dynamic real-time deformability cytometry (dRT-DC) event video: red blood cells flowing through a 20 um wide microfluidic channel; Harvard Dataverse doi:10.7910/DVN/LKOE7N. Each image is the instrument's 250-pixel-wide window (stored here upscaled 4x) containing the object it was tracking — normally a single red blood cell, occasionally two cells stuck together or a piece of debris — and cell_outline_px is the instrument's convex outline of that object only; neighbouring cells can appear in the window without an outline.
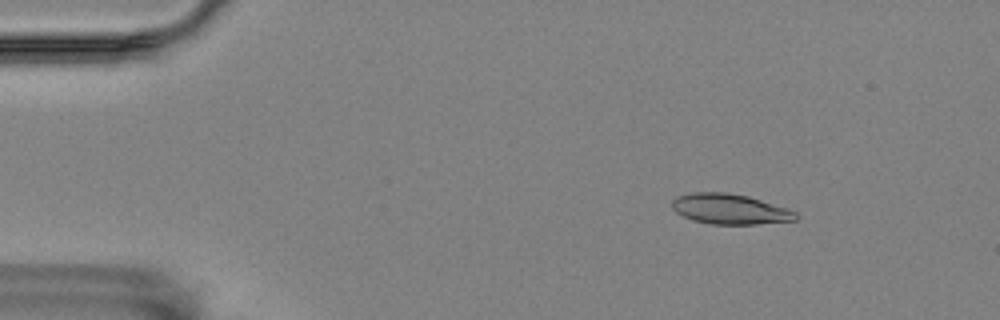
{"species": "Egyptian fruit bat (a non-hibernating species)", "species_latin": "Rousettus aegyptiacus", "temperature_condition": "room temperature", "stored_images_in_passage": 8, "camera_frame_rate_fps": 3000, "um_per_image_px": 0.085, "animal": {"sex": "female"}, "frame": {"image": 1, "passage_image": 2, "time_ms": 0.333, "image_size_px": [1000, 320], "cell_outline_px": [[800, 216], [796, 220], [756, 224], [712, 224], [692, 220], [676, 212], [672, 208], [672, 200], [676, 196], [692, 192], [724, 192], [748, 196], [788, 208], [796, 212]], "centroid_in_image_um": [62.05, 17.76], "position_along_channel_um": 23.0, "area_um2": 21.91}}
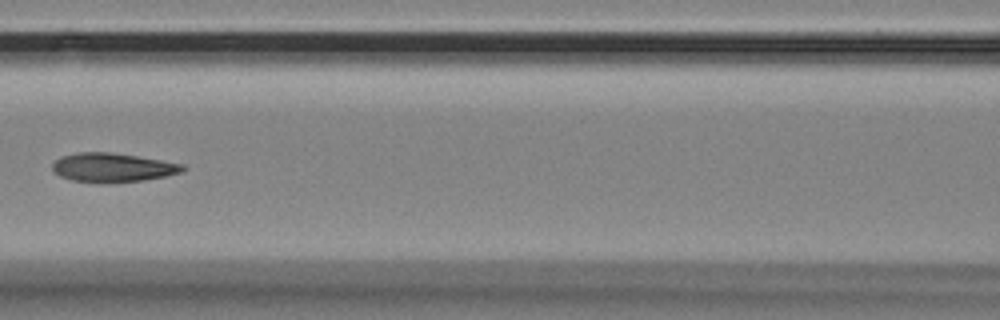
{"frame": {"image": 2, "passage_image": 6, "time_ms": 1.667, "image_size_px": [1000, 320], "cell_outline_px": [[188, 168], [184, 172], [144, 180], [104, 184], [100, 184], [72, 180], [60, 176], [52, 168], [52, 164], [60, 156], [76, 152], [108, 152], [136, 156], [184, 164]], "centroid_in_image_um": [9.58, 14.25], "position_along_channel_um": 157.0, "area_um2": 22.25}}
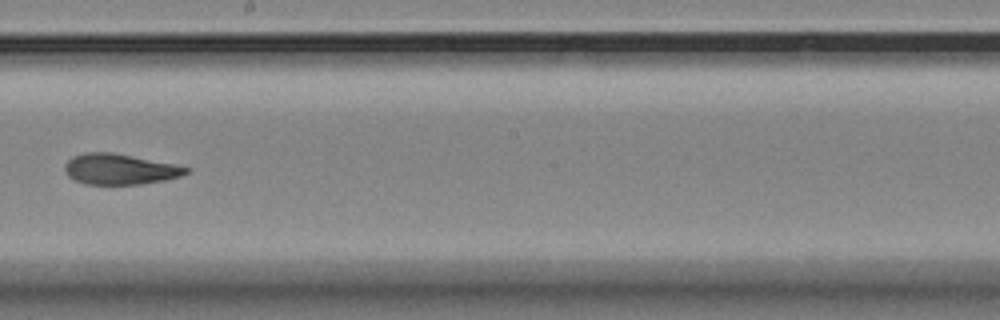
{"frame": {"image": 3, "passage_image": 8, "time_ms": 2.333, "image_size_px": [1000, 320], "cell_outline_px": [[188, 172], [180, 176], [164, 180], [140, 184], [84, 184], [68, 176], [64, 168], [64, 164], [72, 156], [84, 152], [112, 152], [172, 164], [188, 168]], "centroid_in_image_um": [10.11, 14.37], "position_along_channel_um": 238.1, "area_um2": 21.39}}